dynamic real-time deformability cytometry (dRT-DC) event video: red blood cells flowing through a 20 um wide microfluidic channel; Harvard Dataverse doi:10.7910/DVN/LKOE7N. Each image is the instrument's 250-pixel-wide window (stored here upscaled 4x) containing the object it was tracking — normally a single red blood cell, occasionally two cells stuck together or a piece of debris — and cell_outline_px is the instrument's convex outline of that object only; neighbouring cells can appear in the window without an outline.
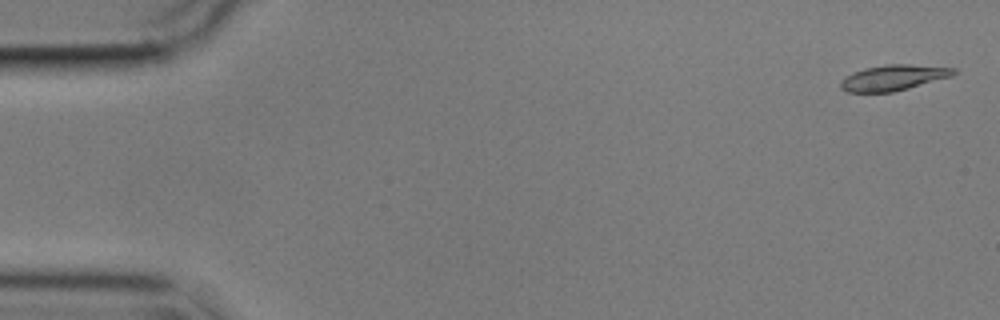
{"species": "common noctule bat (a hibernating species)", "species_latin": "Nyctalus noctula", "temperature_condition": "cold", "stored_images_in_passage": 56, "camera_frame_rate_fps": 3000, "um_per_image_px": 0.085, "animal": {"sex": "male", "body_mass_g": 17.9}, "frame": {"image": 1, "passage_image": 2, "time_ms": 0.333, "image_size_px": [1000, 320], "cell_outline_px": [[956, 72], [952, 76], [908, 88], [892, 92], [848, 92], [840, 88], [840, 80], [852, 72], [864, 68], [888, 64], [908, 64], [956, 68]], "centroid_in_image_um": [75.91, 6.6], "position_along_channel_um": 9.1, "area_um2": 16.82}}
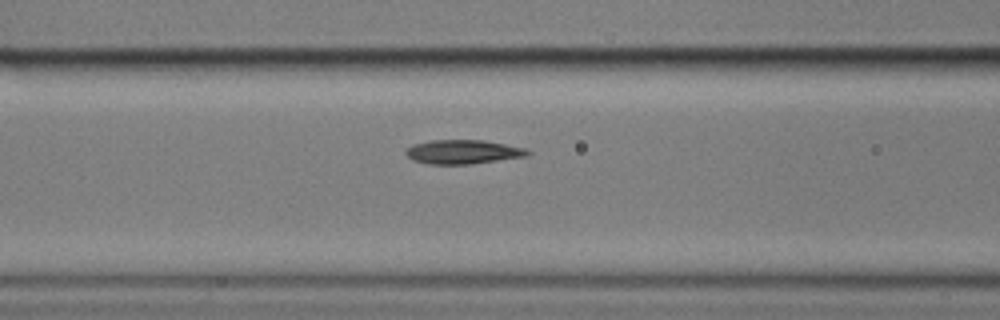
{"frame": {"image": 2, "passage_image": 23, "time_ms": 7.333, "image_size_px": [1000, 320], "cell_outline_px": [[532, 152], [528, 156], [472, 164], [428, 164], [412, 160], [404, 152], [412, 144], [432, 140], [484, 140], [524, 148]], "centroid_in_image_um": [39.35, 12.91], "position_along_channel_um": 127.3, "area_um2": 17.11}}
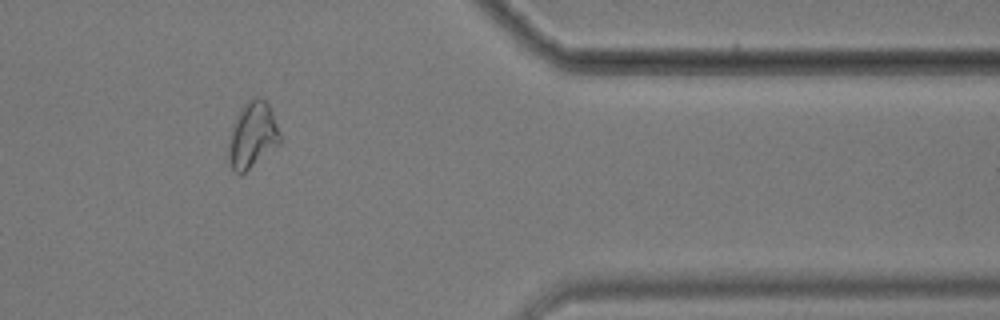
{"frame": {"image": 3, "passage_image": 47, "time_ms": 15.333, "image_size_px": [1000, 320], "cell_outline_px": [[280, 144], [240, 176], [232, 168], [228, 160], [228, 136], [236, 116], [240, 108], [252, 96], [260, 96], [268, 104], [272, 112], [280, 136]], "centroid_in_image_um": [21.42, 11.48], "position_along_channel_um": 390.0, "area_um2": 19.94}, "authors_computed_cell_mechanics": {"area_um2": 17.2533, "velocity_mm_per_s": 3.5475, "shape_relaxation_time_tau1_ms": 4.9815, "shape_relaxation_time_tau2_ms": 3.3469, "deformation_change_tau1": 0.136, "deformation_change_tau2": 0.076}}